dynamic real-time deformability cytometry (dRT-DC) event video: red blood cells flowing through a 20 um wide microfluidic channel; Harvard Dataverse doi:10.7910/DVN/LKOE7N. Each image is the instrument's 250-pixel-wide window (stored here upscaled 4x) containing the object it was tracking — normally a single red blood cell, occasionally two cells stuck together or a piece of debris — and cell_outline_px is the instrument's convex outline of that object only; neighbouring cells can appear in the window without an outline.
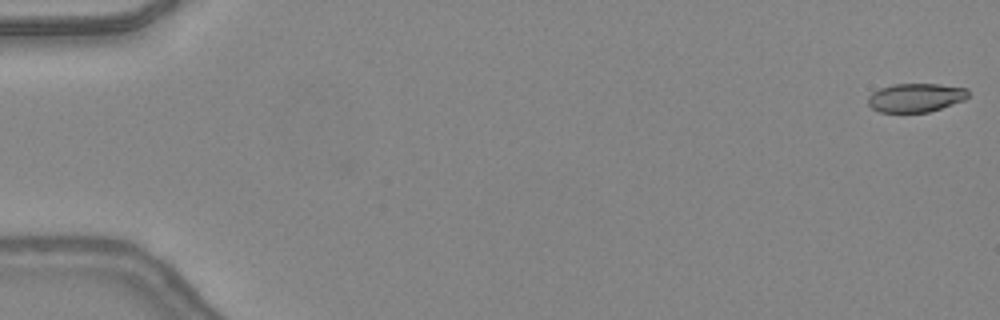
{"species": "common noctule bat (a hibernating species)", "species_latin": "Nyctalus noctula", "temperature_condition": "warm", "stored_images_in_passage": 48, "camera_frame_rate_fps": 3000, "um_per_image_px": 0.085, "animal": {"sex": "female", "body_mass_g": 24.6, "forearm_length_mm": 56.2}, "frame": {"image": 1, "passage_image": 1, "time_ms": 0.0, "image_size_px": [1000, 320], "cell_outline_px": [[968, 96], [964, 100], [928, 112], [880, 112], [872, 108], [868, 104], [868, 96], [872, 92], [880, 88], [892, 84], [940, 84], [968, 88]], "centroid_in_image_um": [77.82, 8.29], "position_along_channel_um": 7.2, "area_um2": 16.76}}
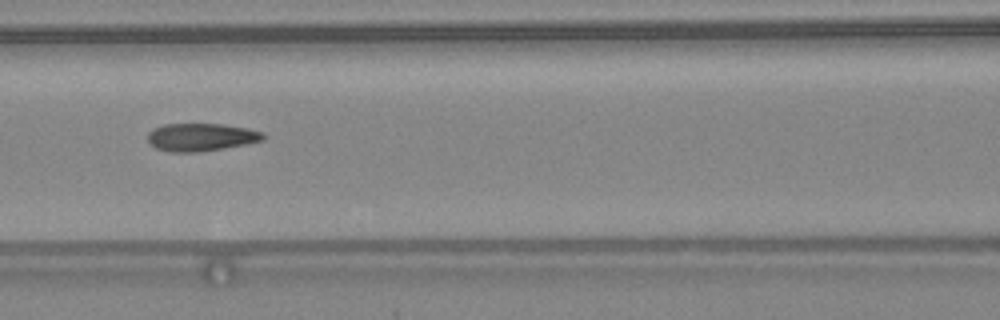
{"frame": {"image": 2, "passage_image": 22, "time_ms": 7.0, "image_size_px": [1000, 320], "cell_outline_px": [[264, 140], [224, 148], [196, 152], [168, 152], [156, 148], [148, 140], [148, 132], [152, 128], [164, 124], [224, 124], [248, 128], [264, 132]], "centroid_in_image_um": [17.08, 11.65], "position_along_channel_um": 149.5, "area_um2": 18.73}}
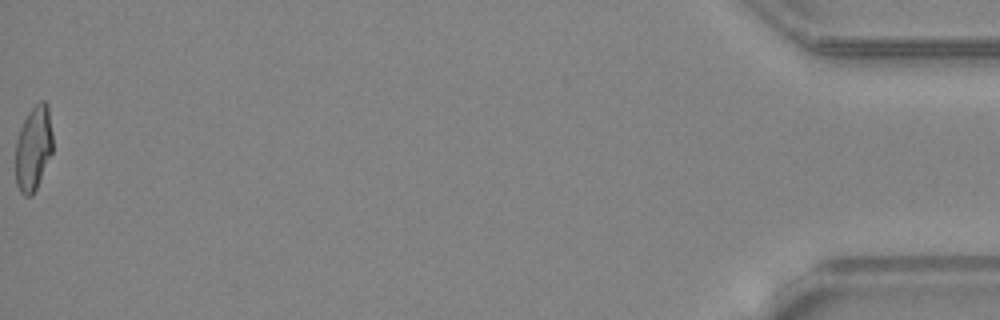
{"frame": {"image": 3, "passage_image": 48, "time_ms": 15.667, "image_size_px": [1000, 320], "cell_outline_px": [[52, 152], [36, 188], [32, 196], [24, 196], [20, 192], [16, 184], [16, 140], [20, 128], [28, 112], [40, 100], [44, 100], [48, 104], [52, 132]], "centroid_in_image_um": [2.84, 12.59], "position_along_channel_um": 432.4, "area_um2": 18.32}, "authors_computed_cell_mechanics": {"area_um2": 18.7272, "velocity_mm_per_s": 4.4244, "shape_relaxation_time_tau1_ms": 7.3362, "shape_relaxation_time_tau2_ms": 1.268, "deformation_change_tau1": 0.253, "deformation_change_tau2": 0.0955}}